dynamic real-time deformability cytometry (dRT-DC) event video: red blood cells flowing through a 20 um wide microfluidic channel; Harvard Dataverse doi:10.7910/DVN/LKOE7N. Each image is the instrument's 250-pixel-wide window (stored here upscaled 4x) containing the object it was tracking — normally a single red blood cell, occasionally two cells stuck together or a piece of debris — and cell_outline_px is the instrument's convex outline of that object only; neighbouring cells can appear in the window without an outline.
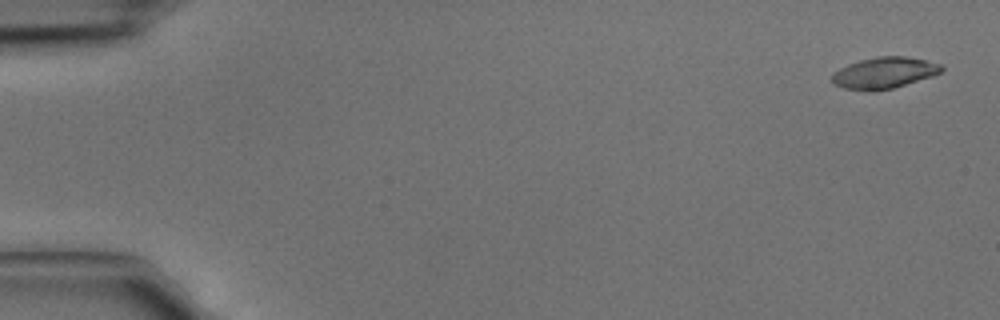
{"species": "common noctule bat (a hibernating species)", "species_latin": "Nyctalus noctula", "temperature_condition": "cold", "stored_images_in_passage": 3, "camera_frame_rate_fps": 3000, "um_per_image_px": 0.085, "animal": {"sex": "male", "body_mass_g": 15.6}, "frame": {"image": 1, "passage_image": 1, "time_ms": 0.0, "image_size_px": [1000, 320], "cell_outline_px": [[944, 68], [940, 72], [932, 76], [892, 88], [872, 92], [868, 92], [844, 88], [832, 84], [832, 72], [848, 64], [860, 60], [880, 56], [904, 56], [944, 64]], "centroid_in_image_um": [75.13, 6.2], "position_along_channel_um": 9.9, "area_um2": 20.06}}
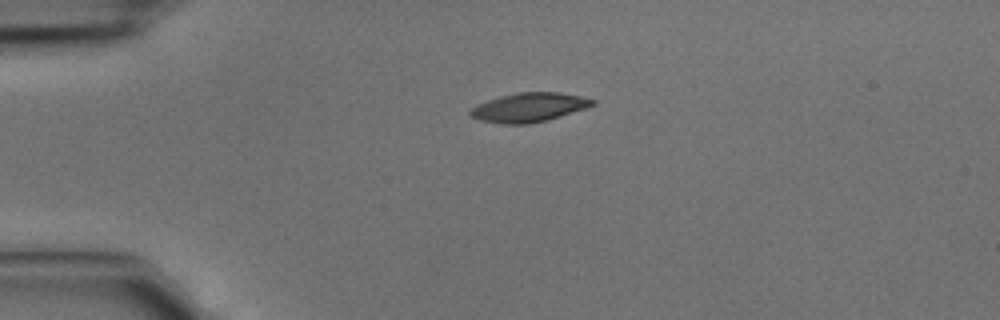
{"frame": {"image": 2, "passage_image": 3, "time_ms": 0.667, "image_size_px": [1000, 320], "cell_outline_px": [[596, 104], [584, 108], [544, 120], [528, 124], [500, 124], [480, 120], [468, 116], [468, 112], [472, 108], [488, 100], [500, 96], [516, 92], [556, 92], [580, 96], [596, 100]], "centroid_in_image_um": [44.91, 9.12], "position_along_channel_um": 40.1, "area_um2": 20.4}}